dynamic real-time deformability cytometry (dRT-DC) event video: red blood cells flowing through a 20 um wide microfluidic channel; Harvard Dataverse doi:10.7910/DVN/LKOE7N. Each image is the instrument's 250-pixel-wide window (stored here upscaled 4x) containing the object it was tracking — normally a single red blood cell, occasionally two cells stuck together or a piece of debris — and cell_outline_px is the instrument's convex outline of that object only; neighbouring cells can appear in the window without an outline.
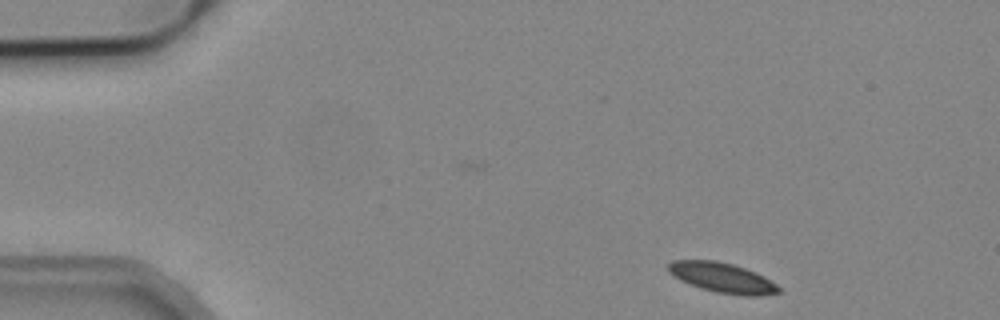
{"species": "common noctule bat (a hibernating species)", "species_latin": "Nyctalus noctula", "temperature_condition": "cold", "stored_images_in_passage": 7, "camera_frame_rate_fps": 3000, "um_per_image_px": 0.085, "animal": {"sex": "male", "body_mass_g": 19.2, "forearm_length_mm": 51.8}, "frame": {"image": 1, "passage_image": 1, "time_ms": 0.0, "image_size_px": [1000, 320], "cell_outline_px": [[780, 292], [760, 296], [744, 296], [716, 292], [700, 288], [680, 280], [668, 272], [668, 264], [672, 260], [716, 260], [732, 264], [756, 272], [764, 276], [776, 284], [780, 288]], "centroid_in_image_um": [61.39, 23.6], "position_along_channel_um": 23.6, "area_um2": 19.31}}
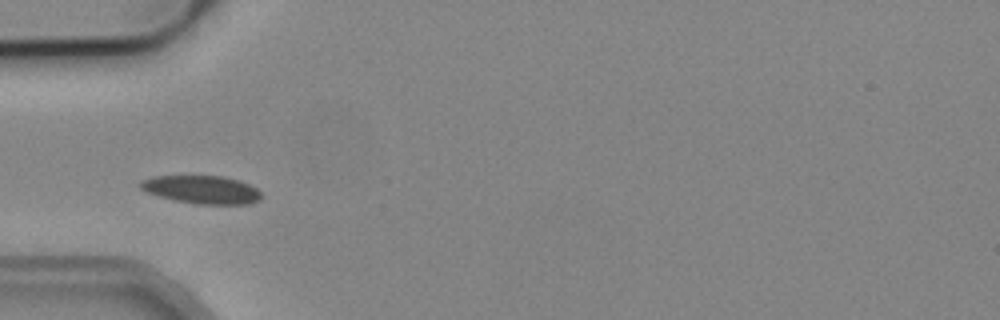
{"frame": {"image": 2, "passage_image": 4, "time_ms": 1.0, "image_size_px": [1000, 320], "cell_outline_px": [[260, 200], [248, 204], [196, 204], [176, 200], [160, 196], [148, 192], [140, 188], [136, 184], [140, 180], [152, 176], [224, 176], [240, 180], [256, 188], [260, 192]], "centroid_in_image_um": [17.13, 16.1], "position_along_channel_um": 67.9, "area_um2": 19.83}}
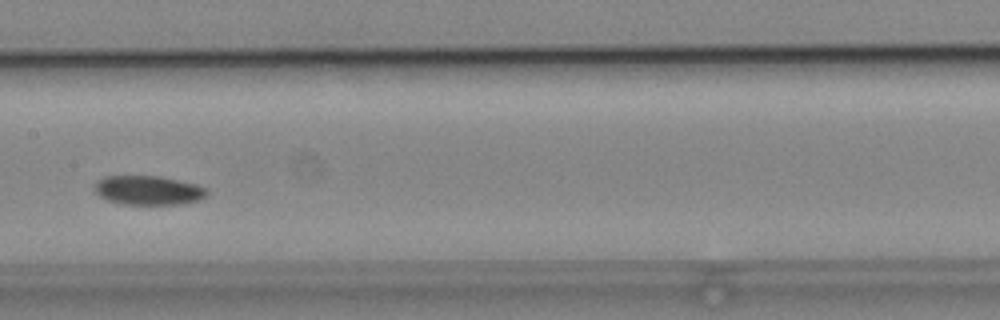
{"frame": {"image": 3, "passage_image": 7, "time_ms": 2.0, "image_size_px": [1000, 320], "cell_outline_px": [[208, 192], [200, 200], [180, 204], [124, 204], [108, 200], [100, 196], [96, 192], [96, 180], [104, 176], [160, 176], [196, 184], [208, 188]], "centroid_in_image_um": [12.63, 16.17], "position_along_channel_um": 194.8, "area_um2": 19.02}}